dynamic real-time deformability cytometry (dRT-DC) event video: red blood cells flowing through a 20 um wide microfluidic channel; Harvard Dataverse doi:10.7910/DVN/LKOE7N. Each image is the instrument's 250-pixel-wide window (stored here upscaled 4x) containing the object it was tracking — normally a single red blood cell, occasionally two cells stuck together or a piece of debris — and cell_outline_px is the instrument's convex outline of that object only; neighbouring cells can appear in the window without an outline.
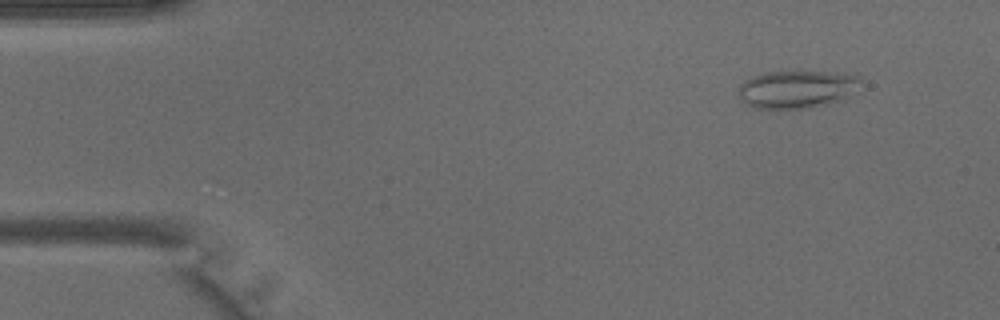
{"species": "common noctule bat (a hibernating species)", "species_latin": "Nyctalus noctula", "temperature_condition": "warm", "stored_images_in_passage": 42, "camera_frame_rate_fps": 3000, "um_per_image_px": 0.085, "animal": {"sex": "male", "body_mass_g": 15.6}, "frame": {"image": 1, "passage_image": 4, "time_ms": 1.0, "image_size_px": [1000, 320], "cell_outline_px": [[860, 84], [844, 100], [828, 104], [808, 108], [756, 108], [744, 104], [740, 100], [740, 84], [756, 76], [768, 72], [824, 72], [856, 76], [860, 80]], "centroid_in_image_um": [67.72, 7.61], "position_along_channel_um": 17.3, "area_um2": 26.3}}
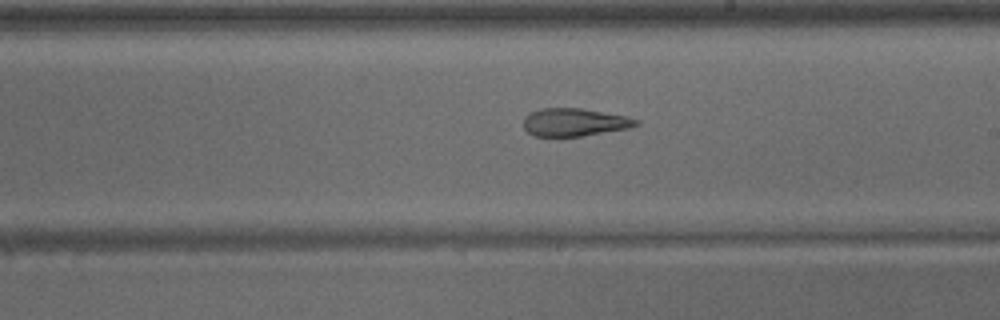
{"frame": {"image": 2, "passage_image": 24, "time_ms": 7.667, "image_size_px": [1000, 320], "cell_outline_px": [[640, 124], [632, 128], [580, 136], [532, 136], [524, 128], [524, 116], [540, 108], [580, 108], [628, 116], [640, 120]], "centroid_in_image_um": [48.87, 10.39], "position_along_channel_um": 240.1, "area_um2": 18.44}}
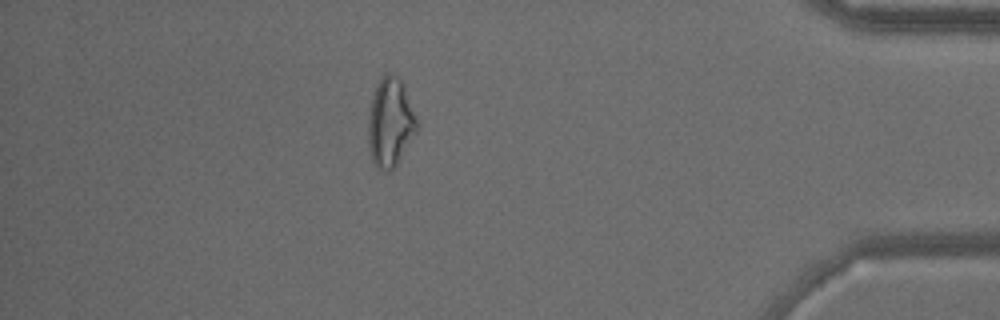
{"frame": {"image": 3, "passage_image": 37, "time_ms": 12.0, "image_size_px": [1000, 320], "cell_outline_px": [[420, 128], [396, 164], [388, 172], [384, 172], [372, 160], [368, 148], [368, 116], [372, 96], [376, 84], [388, 72], [400, 76], [404, 84], [420, 124]], "centroid_in_image_um": [33.2, 10.37], "position_along_channel_um": 402.0, "area_um2": 25.66}}